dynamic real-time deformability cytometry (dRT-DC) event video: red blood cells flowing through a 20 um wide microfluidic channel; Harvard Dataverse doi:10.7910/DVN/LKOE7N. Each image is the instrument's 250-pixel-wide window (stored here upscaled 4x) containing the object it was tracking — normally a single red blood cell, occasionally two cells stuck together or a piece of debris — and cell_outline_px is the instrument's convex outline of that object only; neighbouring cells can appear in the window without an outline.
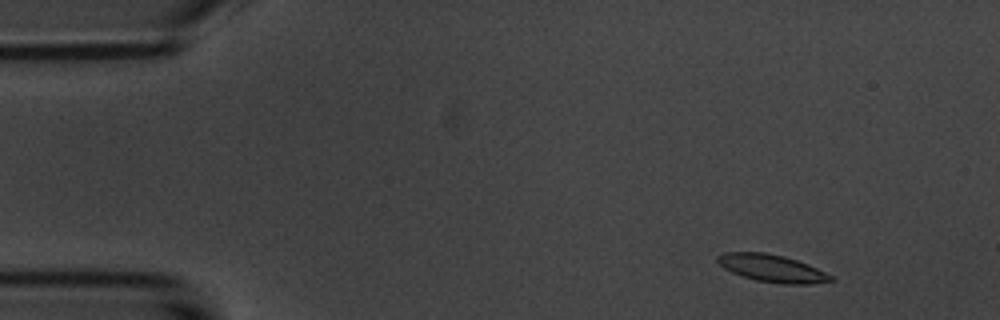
{"species": "common noctule bat (a hibernating species)", "species_latin": "Nyctalus noctula", "temperature_condition": "room temperature", "stored_images_in_passage": 3, "camera_frame_rate_fps": 3000, "um_per_image_px": 0.085, "animal": {"sex": "male", "body_mass_g": 20.1, "forearm_length_mm": 53.5}, "frame": {"image": 1, "passage_image": 1, "time_ms": 0.0, "image_size_px": [1000, 320], "cell_outline_px": [[836, 280], [812, 284], [784, 284], [756, 280], [732, 272], [724, 268], [716, 260], [716, 256], [724, 252], [764, 252], [784, 256], [808, 264], [832, 276]], "centroid_in_image_um": [65.62, 22.8], "position_along_channel_um": 19.4, "area_um2": 17.98}}
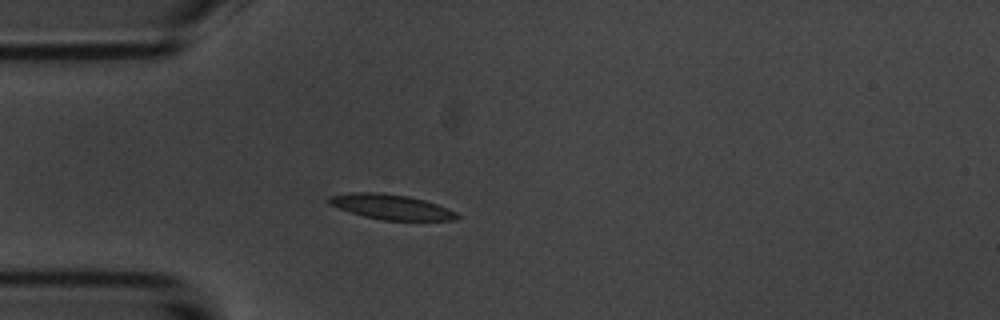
{"frame": {"image": 2, "passage_image": 3, "time_ms": 3.0, "image_size_px": [1000, 320], "cell_outline_px": [[460, 216], [456, 220], [384, 220], [364, 216], [328, 204], [328, 196], [352, 192], [380, 192], [408, 196], [424, 200], [448, 208], [456, 212]], "centroid_in_image_um": [33.25, 17.57], "position_along_channel_um": 51.7, "area_um2": 18.55}}